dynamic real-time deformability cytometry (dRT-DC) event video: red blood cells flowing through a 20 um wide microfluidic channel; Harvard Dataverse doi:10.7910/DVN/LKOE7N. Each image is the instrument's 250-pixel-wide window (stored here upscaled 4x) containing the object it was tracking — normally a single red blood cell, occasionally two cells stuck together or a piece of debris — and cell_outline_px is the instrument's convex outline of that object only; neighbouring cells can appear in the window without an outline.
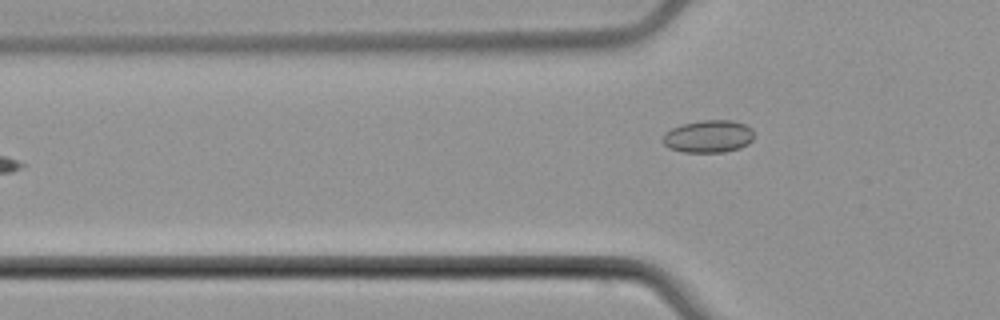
{"species": "common noctule bat (a hibernating species)", "species_latin": "Nyctalus noctula", "temperature_condition": "cold", "stored_images_in_passage": 6, "camera_frame_rate_fps": 3000, "um_per_image_px": 0.085, "animal": {"sex": "male", "body_mass_g": 21.5, "forearm_length_mm": 52.0}, "frame": {"image": 1, "passage_image": 6, "time_ms": 6.333, "image_size_px": [1000, 320], "cell_outline_px": [[756, 136], [748, 144], [740, 148], [724, 152], [684, 152], [668, 148], [664, 144], [664, 132], [680, 124], [700, 120], [732, 120], [744, 124], [752, 128]], "centroid_in_image_um": [60.24, 11.59], "position_along_channel_um": 65.6, "area_um2": 17.51}}